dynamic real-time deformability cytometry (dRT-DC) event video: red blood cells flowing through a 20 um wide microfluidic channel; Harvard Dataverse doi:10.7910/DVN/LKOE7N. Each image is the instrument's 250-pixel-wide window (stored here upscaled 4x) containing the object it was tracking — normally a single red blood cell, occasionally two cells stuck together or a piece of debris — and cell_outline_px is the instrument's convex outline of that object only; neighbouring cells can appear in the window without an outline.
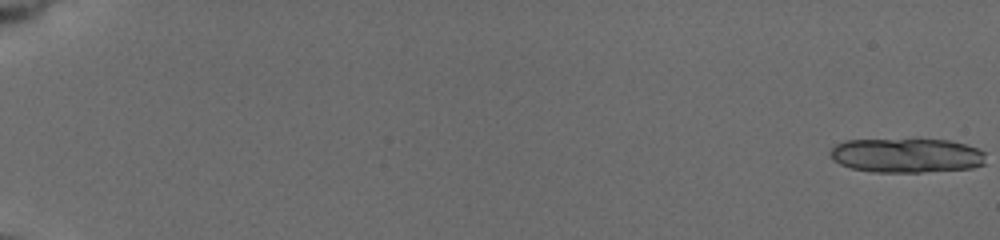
{"species": "common noctule bat (a hibernating species)", "species_latin": "Nyctalus noctula", "temperature_condition": "cold", "stored_images_in_passage": 9, "camera_frame_rate_fps": 3000, "um_per_image_px": 0.085, "animal": {"sex": "female", "body_mass_g": 19.5, "forearm_length_mm": 54.1}, "frame": {"image": 1, "passage_image": 1, "time_ms": 0.0, "image_size_px": [1000, 240], "cell_outline_px": [[984, 164], [972, 168], [920, 172], [872, 172], [852, 168], [840, 164], [832, 160], [828, 152], [836, 144], [844, 140], [948, 140], [980, 148], [984, 152]], "centroid_in_image_um": [77.03, 13.22], "position_along_channel_um": 8.0, "area_um2": 31.15}}